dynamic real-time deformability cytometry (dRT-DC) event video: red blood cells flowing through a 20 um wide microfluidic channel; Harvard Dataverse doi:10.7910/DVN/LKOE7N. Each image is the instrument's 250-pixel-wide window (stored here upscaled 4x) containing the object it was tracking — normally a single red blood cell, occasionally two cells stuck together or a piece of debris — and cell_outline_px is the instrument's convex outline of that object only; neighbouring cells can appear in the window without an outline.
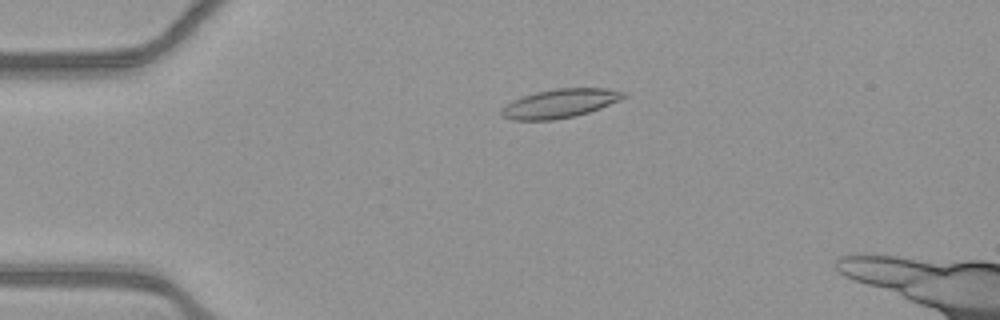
{"species": "common noctule bat (a hibernating species)", "species_latin": "Nyctalus noctula", "temperature_condition": "warm", "stored_images_in_passage": 52, "camera_frame_rate_fps": 3000, "um_per_image_px": 0.085, "animal": {"sex": "female", "body_mass_g": 21.9}, "frame": {"image": 1, "passage_image": 13, "time_ms": 4.0, "image_size_px": [1000, 320], "cell_outline_px": [[628, 96], [620, 100], [600, 108], [576, 116], [552, 120], [512, 120], [500, 116], [500, 112], [512, 100], [536, 92], [556, 88], [608, 88], [628, 92]], "centroid_in_image_um": [47.64, 8.79], "position_along_channel_um": 37.4, "area_um2": 20.58}}
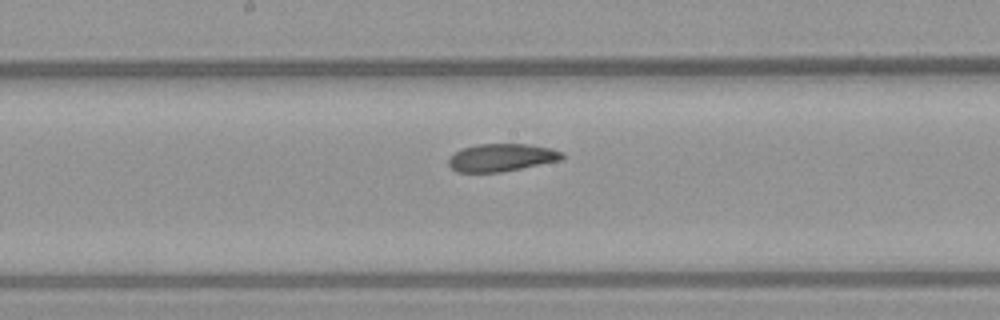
{"frame": {"image": 2, "passage_image": 29, "time_ms": 9.333, "image_size_px": [1000, 320], "cell_outline_px": [[564, 160], [500, 172], [456, 172], [448, 164], [448, 160], [460, 148], [476, 144], [528, 144], [552, 148], [564, 152]], "centroid_in_image_um": [42.67, 13.38], "position_along_channel_um": 205.5, "area_um2": 18.5}}
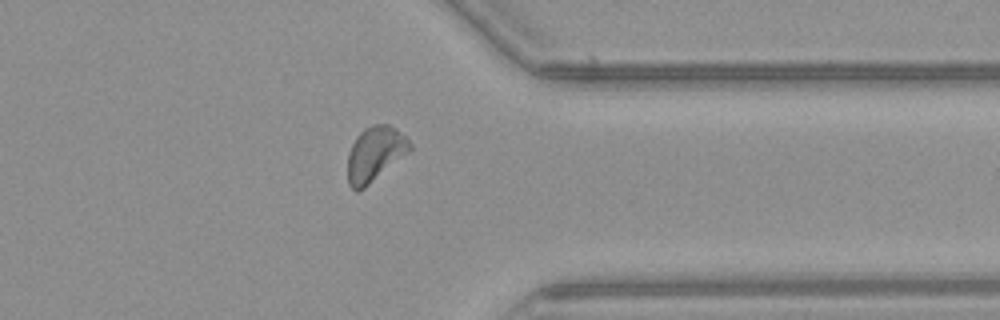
{"frame": {"image": 3, "passage_image": 43, "time_ms": 14.0, "image_size_px": [1000, 320], "cell_outline_px": [[412, 148], [408, 152], [364, 188], [356, 192], [348, 184], [348, 152], [356, 136], [364, 128], [372, 124], [388, 124], [396, 128], [412, 144]], "centroid_in_image_um": [31.85, 13.06], "position_along_channel_um": 379.6, "area_um2": 19.65}}